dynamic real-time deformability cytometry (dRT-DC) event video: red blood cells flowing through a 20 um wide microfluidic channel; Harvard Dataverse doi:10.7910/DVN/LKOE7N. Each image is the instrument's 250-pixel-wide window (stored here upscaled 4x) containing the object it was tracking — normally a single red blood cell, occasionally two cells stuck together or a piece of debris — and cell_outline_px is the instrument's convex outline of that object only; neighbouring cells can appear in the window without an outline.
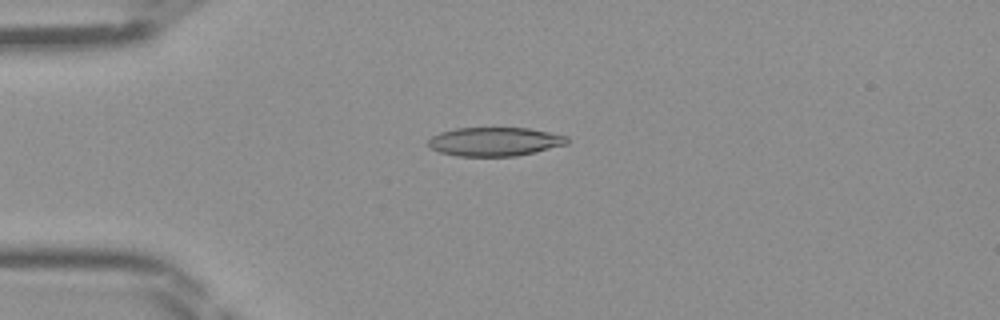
{"species": "Egyptian fruit bat (a non-hibernating species)", "species_latin": "Rousettus aegyptiacus", "temperature_condition": "room temperature", "stored_images_in_passage": 35, "camera_frame_rate_fps": 3000, "um_per_image_px": 0.085, "frame": {"image": 1, "passage_image": 1, "time_ms": 0.0, "image_size_px": [1000, 320], "cell_outline_px": [[568, 144], [516, 156], [456, 156], [440, 152], [432, 148], [428, 144], [428, 140], [432, 136], [440, 132], [456, 128], [528, 128], [568, 136]], "centroid_in_image_um": [42.05, 12.04], "position_along_channel_um": 43.0, "area_um2": 23.18}}
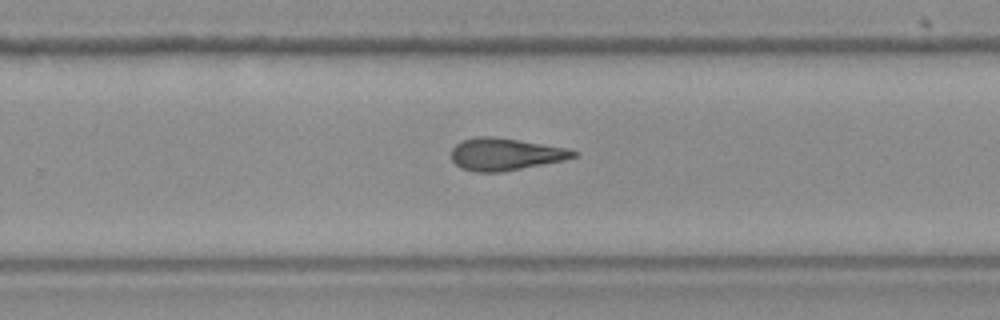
{"frame": {"image": 2, "passage_image": 19, "time_ms": 6.0, "image_size_px": [1000, 320], "cell_outline_px": [[580, 152], [576, 156], [564, 160], [500, 172], [476, 172], [460, 168], [452, 160], [452, 148], [460, 140], [476, 136], [492, 136], [568, 148]], "centroid_in_image_um": [42.93, 13.1], "position_along_channel_um": 286.9, "area_um2": 22.89}}
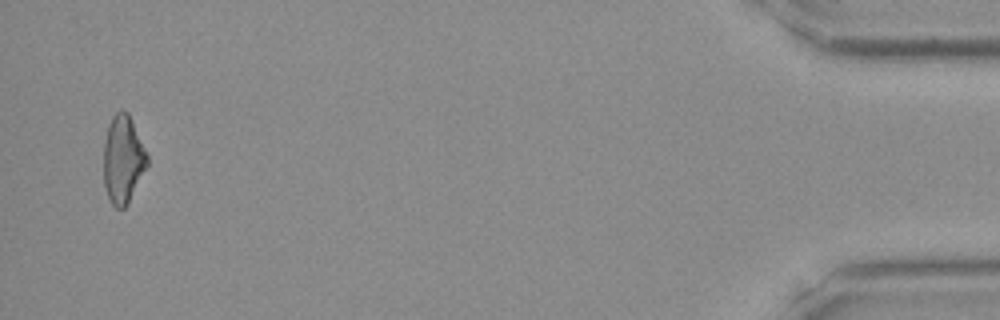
{"frame": {"image": 3, "passage_image": 34, "time_ms": 11.0, "image_size_px": [1000, 320], "cell_outline_px": [[148, 164], [128, 204], [124, 208], [116, 208], [112, 204], [108, 196], [104, 184], [104, 140], [108, 124], [112, 116], [120, 108], [124, 108], [128, 112], [148, 156]], "centroid_in_image_um": [10.45, 13.52], "position_along_channel_um": 424.8, "area_um2": 22.37}}